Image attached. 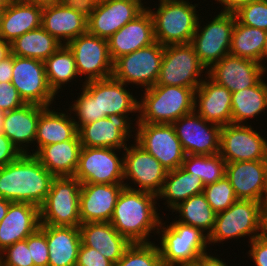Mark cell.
Returning <instances> with one entry per match:
<instances>
[{
  "label": "cell",
  "mask_w": 267,
  "mask_h": 266,
  "mask_svg": "<svg viewBox=\"0 0 267 266\" xmlns=\"http://www.w3.org/2000/svg\"><path fill=\"white\" fill-rule=\"evenodd\" d=\"M157 195L124 187L120 192L110 223L131 243H151V233L158 234L162 218ZM153 231V232H152Z\"/></svg>",
  "instance_id": "1"
},
{
  "label": "cell",
  "mask_w": 267,
  "mask_h": 266,
  "mask_svg": "<svg viewBox=\"0 0 267 266\" xmlns=\"http://www.w3.org/2000/svg\"><path fill=\"white\" fill-rule=\"evenodd\" d=\"M53 178L34 155L21 154L15 161L0 167V198L40 208Z\"/></svg>",
  "instance_id": "2"
},
{
  "label": "cell",
  "mask_w": 267,
  "mask_h": 266,
  "mask_svg": "<svg viewBox=\"0 0 267 266\" xmlns=\"http://www.w3.org/2000/svg\"><path fill=\"white\" fill-rule=\"evenodd\" d=\"M143 90L144 95L138 99L136 123L173 124L194 111L195 91L192 88L154 85Z\"/></svg>",
  "instance_id": "3"
},
{
  "label": "cell",
  "mask_w": 267,
  "mask_h": 266,
  "mask_svg": "<svg viewBox=\"0 0 267 266\" xmlns=\"http://www.w3.org/2000/svg\"><path fill=\"white\" fill-rule=\"evenodd\" d=\"M155 10L147 7L153 19L155 40L163 46L191 43L198 20V4L189 0H159ZM200 16V17H199Z\"/></svg>",
  "instance_id": "4"
},
{
  "label": "cell",
  "mask_w": 267,
  "mask_h": 266,
  "mask_svg": "<svg viewBox=\"0 0 267 266\" xmlns=\"http://www.w3.org/2000/svg\"><path fill=\"white\" fill-rule=\"evenodd\" d=\"M162 219L158 229L159 250L163 266L193 265L195 260L208 252V235L201 229L174 220L165 224Z\"/></svg>",
  "instance_id": "5"
},
{
  "label": "cell",
  "mask_w": 267,
  "mask_h": 266,
  "mask_svg": "<svg viewBox=\"0 0 267 266\" xmlns=\"http://www.w3.org/2000/svg\"><path fill=\"white\" fill-rule=\"evenodd\" d=\"M262 202L254 200L235 201L228 209L216 213L215 224L208 236L210 246L230 239L249 236V241L260 236Z\"/></svg>",
  "instance_id": "6"
},
{
  "label": "cell",
  "mask_w": 267,
  "mask_h": 266,
  "mask_svg": "<svg viewBox=\"0 0 267 266\" xmlns=\"http://www.w3.org/2000/svg\"><path fill=\"white\" fill-rule=\"evenodd\" d=\"M81 182L74 176L54 177L40 207L41 225L79 227Z\"/></svg>",
  "instance_id": "7"
},
{
  "label": "cell",
  "mask_w": 267,
  "mask_h": 266,
  "mask_svg": "<svg viewBox=\"0 0 267 266\" xmlns=\"http://www.w3.org/2000/svg\"><path fill=\"white\" fill-rule=\"evenodd\" d=\"M212 20L200 26L198 20L196 31L191 44L194 47L198 59L209 70L224 56L230 54L232 32L235 26L236 16L232 10L221 9ZM200 22V23H199Z\"/></svg>",
  "instance_id": "8"
},
{
  "label": "cell",
  "mask_w": 267,
  "mask_h": 266,
  "mask_svg": "<svg viewBox=\"0 0 267 266\" xmlns=\"http://www.w3.org/2000/svg\"><path fill=\"white\" fill-rule=\"evenodd\" d=\"M205 69L191 43L167 45L155 85L181 86L195 91L204 80L202 73L208 75Z\"/></svg>",
  "instance_id": "9"
},
{
  "label": "cell",
  "mask_w": 267,
  "mask_h": 266,
  "mask_svg": "<svg viewBox=\"0 0 267 266\" xmlns=\"http://www.w3.org/2000/svg\"><path fill=\"white\" fill-rule=\"evenodd\" d=\"M162 44L157 41L132 53L120 56L113 62L112 76L126 85H139L148 89L157 83L162 58Z\"/></svg>",
  "instance_id": "10"
},
{
  "label": "cell",
  "mask_w": 267,
  "mask_h": 266,
  "mask_svg": "<svg viewBox=\"0 0 267 266\" xmlns=\"http://www.w3.org/2000/svg\"><path fill=\"white\" fill-rule=\"evenodd\" d=\"M119 150L81 147L74 177L81 184H124V157L116 154Z\"/></svg>",
  "instance_id": "11"
},
{
  "label": "cell",
  "mask_w": 267,
  "mask_h": 266,
  "mask_svg": "<svg viewBox=\"0 0 267 266\" xmlns=\"http://www.w3.org/2000/svg\"><path fill=\"white\" fill-rule=\"evenodd\" d=\"M134 125L135 142L154 156L166 171L182 166L186 153L172 124L134 123Z\"/></svg>",
  "instance_id": "12"
},
{
  "label": "cell",
  "mask_w": 267,
  "mask_h": 266,
  "mask_svg": "<svg viewBox=\"0 0 267 266\" xmlns=\"http://www.w3.org/2000/svg\"><path fill=\"white\" fill-rule=\"evenodd\" d=\"M67 46L74 55L79 77L85 76L81 81L101 80L112 76L113 61L107 39L87 31L71 40Z\"/></svg>",
  "instance_id": "13"
},
{
  "label": "cell",
  "mask_w": 267,
  "mask_h": 266,
  "mask_svg": "<svg viewBox=\"0 0 267 266\" xmlns=\"http://www.w3.org/2000/svg\"><path fill=\"white\" fill-rule=\"evenodd\" d=\"M226 163L267 161V139L251 125L227 124L220 131V152Z\"/></svg>",
  "instance_id": "14"
},
{
  "label": "cell",
  "mask_w": 267,
  "mask_h": 266,
  "mask_svg": "<svg viewBox=\"0 0 267 266\" xmlns=\"http://www.w3.org/2000/svg\"><path fill=\"white\" fill-rule=\"evenodd\" d=\"M132 143L134 144L127 146L122 153L124 157V186L132 190L147 191L157 195L162 189L168 171L135 141ZM131 182L136 186L130 185Z\"/></svg>",
  "instance_id": "15"
},
{
  "label": "cell",
  "mask_w": 267,
  "mask_h": 266,
  "mask_svg": "<svg viewBox=\"0 0 267 266\" xmlns=\"http://www.w3.org/2000/svg\"><path fill=\"white\" fill-rule=\"evenodd\" d=\"M11 83L26 104L50 107L56 98L47 81L44 61L13 55Z\"/></svg>",
  "instance_id": "16"
},
{
  "label": "cell",
  "mask_w": 267,
  "mask_h": 266,
  "mask_svg": "<svg viewBox=\"0 0 267 266\" xmlns=\"http://www.w3.org/2000/svg\"><path fill=\"white\" fill-rule=\"evenodd\" d=\"M130 115L112 114L95 122L82 125L78 135L82 147L113 148L124 150L129 138H134V125L138 119L130 120ZM133 125V126H131Z\"/></svg>",
  "instance_id": "17"
},
{
  "label": "cell",
  "mask_w": 267,
  "mask_h": 266,
  "mask_svg": "<svg viewBox=\"0 0 267 266\" xmlns=\"http://www.w3.org/2000/svg\"><path fill=\"white\" fill-rule=\"evenodd\" d=\"M172 125L186 155H214L220 152L221 126L206 121L195 111L180 117Z\"/></svg>",
  "instance_id": "18"
},
{
  "label": "cell",
  "mask_w": 267,
  "mask_h": 266,
  "mask_svg": "<svg viewBox=\"0 0 267 266\" xmlns=\"http://www.w3.org/2000/svg\"><path fill=\"white\" fill-rule=\"evenodd\" d=\"M88 8L61 1L43 7L41 26L62 45L87 32Z\"/></svg>",
  "instance_id": "19"
},
{
  "label": "cell",
  "mask_w": 267,
  "mask_h": 266,
  "mask_svg": "<svg viewBox=\"0 0 267 266\" xmlns=\"http://www.w3.org/2000/svg\"><path fill=\"white\" fill-rule=\"evenodd\" d=\"M145 8L133 0H105L88 7L87 31L108 39Z\"/></svg>",
  "instance_id": "20"
},
{
  "label": "cell",
  "mask_w": 267,
  "mask_h": 266,
  "mask_svg": "<svg viewBox=\"0 0 267 266\" xmlns=\"http://www.w3.org/2000/svg\"><path fill=\"white\" fill-rule=\"evenodd\" d=\"M94 97H97L98 120L108 115H130L138 113L139 101L125 83L113 76L83 82L82 84ZM131 92V94H130Z\"/></svg>",
  "instance_id": "21"
},
{
  "label": "cell",
  "mask_w": 267,
  "mask_h": 266,
  "mask_svg": "<svg viewBox=\"0 0 267 266\" xmlns=\"http://www.w3.org/2000/svg\"><path fill=\"white\" fill-rule=\"evenodd\" d=\"M266 72L260 63L229 54L208 70V76L232 93L255 86Z\"/></svg>",
  "instance_id": "22"
},
{
  "label": "cell",
  "mask_w": 267,
  "mask_h": 266,
  "mask_svg": "<svg viewBox=\"0 0 267 266\" xmlns=\"http://www.w3.org/2000/svg\"><path fill=\"white\" fill-rule=\"evenodd\" d=\"M232 93L205 76L195 90L194 111L208 122L225 126L232 124Z\"/></svg>",
  "instance_id": "23"
},
{
  "label": "cell",
  "mask_w": 267,
  "mask_h": 266,
  "mask_svg": "<svg viewBox=\"0 0 267 266\" xmlns=\"http://www.w3.org/2000/svg\"><path fill=\"white\" fill-rule=\"evenodd\" d=\"M124 184H81L80 221L110 222Z\"/></svg>",
  "instance_id": "24"
},
{
  "label": "cell",
  "mask_w": 267,
  "mask_h": 266,
  "mask_svg": "<svg viewBox=\"0 0 267 266\" xmlns=\"http://www.w3.org/2000/svg\"><path fill=\"white\" fill-rule=\"evenodd\" d=\"M107 40L113 62L120 56L155 43L153 19L148 9L121 27Z\"/></svg>",
  "instance_id": "25"
},
{
  "label": "cell",
  "mask_w": 267,
  "mask_h": 266,
  "mask_svg": "<svg viewBox=\"0 0 267 266\" xmlns=\"http://www.w3.org/2000/svg\"><path fill=\"white\" fill-rule=\"evenodd\" d=\"M267 161H240L226 163V177L237 199L254 200L264 205V187Z\"/></svg>",
  "instance_id": "26"
},
{
  "label": "cell",
  "mask_w": 267,
  "mask_h": 266,
  "mask_svg": "<svg viewBox=\"0 0 267 266\" xmlns=\"http://www.w3.org/2000/svg\"><path fill=\"white\" fill-rule=\"evenodd\" d=\"M40 208L30 203L12 202L0 222V252L25 240L40 227Z\"/></svg>",
  "instance_id": "27"
},
{
  "label": "cell",
  "mask_w": 267,
  "mask_h": 266,
  "mask_svg": "<svg viewBox=\"0 0 267 266\" xmlns=\"http://www.w3.org/2000/svg\"><path fill=\"white\" fill-rule=\"evenodd\" d=\"M45 108L36 104H25L5 112L2 132L21 154H31L28 146L32 143L35 146L37 123Z\"/></svg>",
  "instance_id": "28"
},
{
  "label": "cell",
  "mask_w": 267,
  "mask_h": 266,
  "mask_svg": "<svg viewBox=\"0 0 267 266\" xmlns=\"http://www.w3.org/2000/svg\"><path fill=\"white\" fill-rule=\"evenodd\" d=\"M81 243L96 249L114 265L123 256L131 242L120 235L110 222H88L79 226Z\"/></svg>",
  "instance_id": "29"
},
{
  "label": "cell",
  "mask_w": 267,
  "mask_h": 266,
  "mask_svg": "<svg viewBox=\"0 0 267 266\" xmlns=\"http://www.w3.org/2000/svg\"><path fill=\"white\" fill-rule=\"evenodd\" d=\"M46 107L40 114L35 145L36 149L31 148V154L34 155L41 147L50 144L61 143L66 140L74 139L78 135V128L74 122L72 113H68L66 108L62 112H56L55 107Z\"/></svg>",
  "instance_id": "30"
},
{
  "label": "cell",
  "mask_w": 267,
  "mask_h": 266,
  "mask_svg": "<svg viewBox=\"0 0 267 266\" xmlns=\"http://www.w3.org/2000/svg\"><path fill=\"white\" fill-rule=\"evenodd\" d=\"M43 8L22 0H11L0 21V37L11 43L26 32L41 27Z\"/></svg>",
  "instance_id": "31"
},
{
  "label": "cell",
  "mask_w": 267,
  "mask_h": 266,
  "mask_svg": "<svg viewBox=\"0 0 267 266\" xmlns=\"http://www.w3.org/2000/svg\"><path fill=\"white\" fill-rule=\"evenodd\" d=\"M79 135L74 139L41 147L34 156L54 177L74 176L81 150Z\"/></svg>",
  "instance_id": "32"
},
{
  "label": "cell",
  "mask_w": 267,
  "mask_h": 266,
  "mask_svg": "<svg viewBox=\"0 0 267 266\" xmlns=\"http://www.w3.org/2000/svg\"><path fill=\"white\" fill-rule=\"evenodd\" d=\"M48 266H75L81 245L79 227L46 225Z\"/></svg>",
  "instance_id": "33"
},
{
  "label": "cell",
  "mask_w": 267,
  "mask_h": 266,
  "mask_svg": "<svg viewBox=\"0 0 267 266\" xmlns=\"http://www.w3.org/2000/svg\"><path fill=\"white\" fill-rule=\"evenodd\" d=\"M204 184L199 177H195L186 172L181 166L175 170L168 171L161 191L157 194V199L166 200L169 211L179 203L187 200L191 196L203 193Z\"/></svg>",
  "instance_id": "34"
},
{
  "label": "cell",
  "mask_w": 267,
  "mask_h": 266,
  "mask_svg": "<svg viewBox=\"0 0 267 266\" xmlns=\"http://www.w3.org/2000/svg\"><path fill=\"white\" fill-rule=\"evenodd\" d=\"M265 78L264 76L255 86L232 92V124L247 125L248 119L257 118L259 114L267 110V83Z\"/></svg>",
  "instance_id": "35"
},
{
  "label": "cell",
  "mask_w": 267,
  "mask_h": 266,
  "mask_svg": "<svg viewBox=\"0 0 267 266\" xmlns=\"http://www.w3.org/2000/svg\"><path fill=\"white\" fill-rule=\"evenodd\" d=\"M61 43L51 36L42 26L24 33L10 43L11 54L24 58L45 61L55 53Z\"/></svg>",
  "instance_id": "36"
},
{
  "label": "cell",
  "mask_w": 267,
  "mask_h": 266,
  "mask_svg": "<svg viewBox=\"0 0 267 266\" xmlns=\"http://www.w3.org/2000/svg\"><path fill=\"white\" fill-rule=\"evenodd\" d=\"M44 64L49 87L56 96L66 87L65 84L79 78L74 55L67 45H61Z\"/></svg>",
  "instance_id": "37"
},
{
  "label": "cell",
  "mask_w": 267,
  "mask_h": 266,
  "mask_svg": "<svg viewBox=\"0 0 267 266\" xmlns=\"http://www.w3.org/2000/svg\"><path fill=\"white\" fill-rule=\"evenodd\" d=\"M172 212L179 213L177 221L201 229L208 236L215 224L216 212L212 209L203 193L191 196L174 207Z\"/></svg>",
  "instance_id": "38"
},
{
  "label": "cell",
  "mask_w": 267,
  "mask_h": 266,
  "mask_svg": "<svg viewBox=\"0 0 267 266\" xmlns=\"http://www.w3.org/2000/svg\"><path fill=\"white\" fill-rule=\"evenodd\" d=\"M267 31L240 24L237 20L232 32L230 55L261 64Z\"/></svg>",
  "instance_id": "39"
},
{
  "label": "cell",
  "mask_w": 267,
  "mask_h": 266,
  "mask_svg": "<svg viewBox=\"0 0 267 266\" xmlns=\"http://www.w3.org/2000/svg\"><path fill=\"white\" fill-rule=\"evenodd\" d=\"M181 167L191 175L199 177L204 186L219 181L226 175V161L219 153L214 155L188 154Z\"/></svg>",
  "instance_id": "40"
},
{
  "label": "cell",
  "mask_w": 267,
  "mask_h": 266,
  "mask_svg": "<svg viewBox=\"0 0 267 266\" xmlns=\"http://www.w3.org/2000/svg\"><path fill=\"white\" fill-rule=\"evenodd\" d=\"M114 266H163L158 244L131 243Z\"/></svg>",
  "instance_id": "41"
},
{
  "label": "cell",
  "mask_w": 267,
  "mask_h": 266,
  "mask_svg": "<svg viewBox=\"0 0 267 266\" xmlns=\"http://www.w3.org/2000/svg\"><path fill=\"white\" fill-rule=\"evenodd\" d=\"M231 10L240 24L267 31V0H246Z\"/></svg>",
  "instance_id": "42"
},
{
  "label": "cell",
  "mask_w": 267,
  "mask_h": 266,
  "mask_svg": "<svg viewBox=\"0 0 267 266\" xmlns=\"http://www.w3.org/2000/svg\"><path fill=\"white\" fill-rule=\"evenodd\" d=\"M203 194L216 213L228 209L235 201L238 200L234 189L226 176L219 181L206 185L204 187Z\"/></svg>",
  "instance_id": "43"
},
{
  "label": "cell",
  "mask_w": 267,
  "mask_h": 266,
  "mask_svg": "<svg viewBox=\"0 0 267 266\" xmlns=\"http://www.w3.org/2000/svg\"><path fill=\"white\" fill-rule=\"evenodd\" d=\"M77 100L69 106V112L74 114V122L79 129L82 125L98 120L97 97H94L83 85ZM76 116V117H75Z\"/></svg>",
  "instance_id": "44"
},
{
  "label": "cell",
  "mask_w": 267,
  "mask_h": 266,
  "mask_svg": "<svg viewBox=\"0 0 267 266\" xmlns=\"http://www.w3.org/2000/svg\"><path fill=\"white\" fill-rule=\"evenodd\" d=\"M0 266H34L27 238L17 241L0 252Z\"/></svg>",
  "instance_id": "45"
},
{
  "label": "cell",
  "mask_w": 267,
  "mask_h": 266,
  "mask_svg": "<svg viewBox=\"0 0 267 266\" xmlns=\"http://www.w3.org/2000/svg\"><path fill=\"white\" fill-rule=\"evenodd\" d=\"M27 247L30 250L34 266H48L49 249L46 240V225H40L27 237Z\"/></svg>",
  "instance_id": "46"
},
{
  "label": "cell",
  "mask_w": 267,
  "mask_h": 266,
  "mask_svg": "<svg viewBox=\"0 0 267 266\" xmlns=\"http://www.w3.org/2000/svg\"><path fill=\"white\" fill-rule=\"evenodd\" d=\"M25 104L19 92L11 82H0V110L9 112Z\"/></svg>",
  "instance_id": "47"
},
{
  "label": "cell",
  "mask_w": 267,
  "mask_h": 266,
  "mask_svg": "<svg viewBox=\"0 0 267 266\" xmlns=\"http://www.w3.org/2000/svg\"><path fill=\"white\" fill-rule=\"evenodd\" d=\"M75 266H114V264L101 255L98 250L81 243Z\"/></svg>",
  "instance_id": "48"
},
{
  "label": "cell",
  "mask_w": 267,
  "mask_h": 266,
  "mask_svg": "<svg viewBox=\"0 0 267 266\" xmlns=\"http://www.w3.org/2000/svg\"><path fill=\"white\" fill-rule=\"evenodd\" d=\"M250 250L247 252L255 266H267V242L256 237L249 242Z\"/></svg>",
  "instance_id": "49"
},
{
  "label": "cell",
  "mask_w": 267,
  "mask_h": 266,
  "mask_svg": "<svg viewBox=\"0 0 267 266\" xmlns=\"http://www.w3.org/2000/svg\"><path fill=\"white\" fill-rule=\"evenodd\" d=\"M21 153L12 144V142L0 132V167L6 166L15 161Z\"/></svg>",
  "instance_id": "50"
},
{
  "label": "cell",
  "mask_w": 267,
  "mask_h": 266,
  "mask_svg": "<svg viewBox=\"0 0 267 266\" xmlns=\"http://www.w3.org/2000/svg\"><path fill=\"white\" fill-rule=\"evenodd\" d=\"M220 256H215L211 255L210 252L209 254L206 252L202 255H200L195 262L193 263V266H228L225 262V259L222 260ZM221 259V260H220ZM224 261V262H223Z\"/></svg>",
  "instance_id": "51"
},
{
  "label": "cell",
  "mask_w": 267,
  "mask_h": 266,
  "mask_svg": "<svg viewBox=\"0 0 267 266\" xmlns=\"http://www.w3.org/2000/svg\"><path fill=\"white\" fill-rule=\"evenodd\" d=\"M13 69V54L0 62V82H11Z\"/></svg>",
  "instance_id": "52"
},
{
  "label": "cell",
  "mask_w": 267,
  "mask_h": 266,
  "mask_svg": "<svg viewBox=\"0 0 267 266\" xmlns=\"http://www.w3.org/2000/svg\"><path fill=\"white\" fill-rule=\"evenodd\" d=\"M260 238L267 242V208L265 207L261 214V225H260Z\"/></svg>",
  "instance_id": "53"
},
{
  "label": "cell",
  "mask_w": 267,
  "mask_h": 266,
  "mask_svg": "<svg viewBox=\"0 0 267 266\" xmlns=\"http://www.w3.org/2000/svg\"><path fill=\"white\" fill-rule=\"evenodd\" d=\"M11 54L10 43L0 37V62Z\"/></svg>",
  "instance_id": "54"
},
{
  "label": "cell",
  "mask_w": 267,
  "mask_h": 266,
  "mask_svg": "<svg viewBox=\"0 0 267 266\" xmlns=\"http://www.w3.org/2000/svg\"><path fill=\"white\" fill-rule=\"evenodd\" d=\"M26 3L32 4V5H37L40 7H46V6H51L53 4L59 3L63 0H22Z\"/></svg>",
  "instance_id": "55"
},
{
  "label": "cell",
  "mask_w": 267,
  "mask_h": 266,
  "mask_svg": "<svg viewBox=\"0 0 267 266\" xmlns=\"http://www.w3.org/2000/svg\"><path fill=\"white\" fill-rule=\"evenodd\" d=\"M246 1V0H215V2H219L218 4H221L222 9H233L237 4Z\"/></svg>",
  "instance_id": "56"
},
{
  "label": "cell",
  "mask_w": 267,
  "mask_h": 266,
  "mask_svg": "<svg viewBox=\"0 0 267 266\" xmlns=\"http://www.w3.org/2000/svg\"><path fill=\"white\" fill-rule=\"evenodd\" d=\"M65 1H68L71 3H76L79 5H83V6H86L88 8V7H91V6L96 5L98 3H102L105 0H65Z\"/></svg>",
  "instance_id": "57"
},
{
  "label": "cell",
  "mask_w": 267,
  "mask_h": 266,
  "mask_svg": "<svg viewBox=\"0 0 267 266\" xmlns=\"http://www.w3.org/2000/svg\"><path fill=\"white\" fill-rule=\"evenodd\" d=\"M11 203L12 202H10L9 200L0 198V222L6 216L7 210Z\"/></svg>",
  "instance_id": "58"
},
{
  "label": "cell",
  "mask_w": 267,
  "mask_h": 266,
  "mask_svg": "<svg viewBox=\"0 0 267 266\" xmlns=\"http://www.w3.org/2000/svg\"><path fill=\"white\" fill-rule=\"evenodd\" d=\"M266 60H267V35H266V40H265L264 47L262 50V55H261V66L267 70V67L265 65V63L267 62Z\"/></svg>",
  "instance_id": "59"
},
{
  "label": "cell",
  "mask_w": 267,
  "mask_h": 266,
  "mask_svg": "<svg viewBox=\"0 0 267 266\" xmlns=\"http://www.w3.org/2000/svg\"><path fill=\"white\" fill-rule=\"evenodd\" d=\"M264 207L267 208V167H266V173H265Z\"/></svg>",
  "instance_id": "60"
},
{
  "label": "cell",
  "mask_w": 267,
  "mask_h": 266,
  "mask_svg": "<svg viewBox=\"0 0 267 266\" xmlns=\"http://www.w3.org/2000/svg\"><path fill=\"white\" fill-rule=\"evenodd\" d=\"M4 115H5V112H3L2 110H0V132H2V129H3Z\"/></svg>",
  "instance_id": "61"
},
{
  "label": "cell",
  "mask_w": 267,
  "mask_h": 266,
  "mask_svg": "<svg viewBox=\"0 0 267 266\" xmlns=\"http://www.w3.org/2000/svg\"><path fill=\"white\" fill-rule=\"evenodd\" d=\"M11 0H0V6H8Z\"/></svg>",
  "instance_id": "62"
},
{
  "label": "cell",
  "mask_w": 267,
  "mask_h": 266,
  "mask_svg": "<svg viewBox=\"0 0 267 266\" xmlns=\"http://www.w3.org/2000/svg\"><path fill=\"white\" fill-rule=\"evenodd\" d=\"M133 1H136V2L139 3L141 6H143L145 9H147V6L144 5V3H145V4L147 3V1H146V2H145V0H144V2H142L143 0H133Z\"/></svg>",
  "instance_id": "63"
},
{
  "label": "cell",
  "mask_w": 267,
  "mask_h": 266,
  "mask_svg": "<svg viewBox=\"0 0 267 266\" xmlns=\"http://www.w3.org/2000/svg\"><path fill=\"white\" fill-rule=\"evenodd\" d=\"M6 7H7V6H0V21H1V18H2L3 11H4V9H5Z\"/></svg>",
  "instance_id": "64"
}]
</instances>
